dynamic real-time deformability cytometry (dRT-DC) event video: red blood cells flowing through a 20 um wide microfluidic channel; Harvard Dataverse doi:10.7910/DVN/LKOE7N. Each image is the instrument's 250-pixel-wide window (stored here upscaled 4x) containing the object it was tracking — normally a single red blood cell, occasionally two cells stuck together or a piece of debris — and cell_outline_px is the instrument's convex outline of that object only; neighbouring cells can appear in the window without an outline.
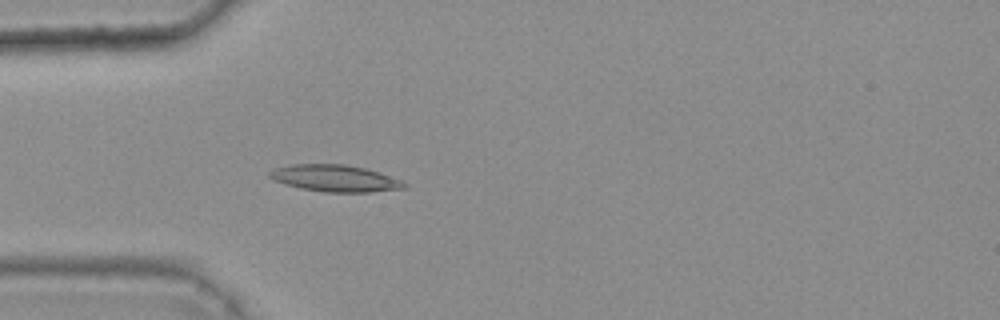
{"species": "common noctule bat (a hibernating species)", "species_latin": "Nyctalus noctula", "temperature_condition": "warm", "stored_images_in_passage": 37, "camera_frame_rate_fps": 3000, "um_per_image_px": 0.085, "animal": {"sex": "female", "body_mass_g": 25.1}, "frame": {"image": 1, "passage_image": 7, "time_ms": 2.0, "image_size_px": [1000, 320], "cell_outline_px": [[408, 188], [368, 192], [324, 192], [300, 188], [284, 184], [272, 180], [268, 176], [268, 172], [276, 168], [292, 164], [344, 164], [364, 168], [400, 180], [408, 184]], "centroid_in_image_um": [28.44, 15.16], "position_along_channel_um": 56.6, "area_um2": 20.92}}
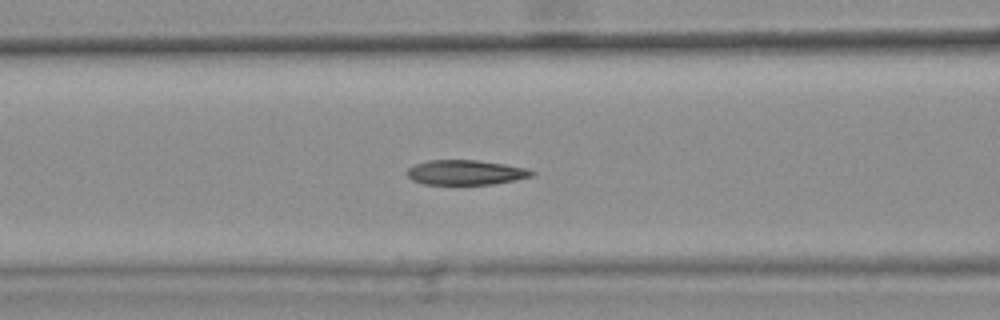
{"frame": {"image": 2, "passage_image": 13, "time_ms": 4.0, "image_size_px": [1000, 320], "cell_outline_px": [[536, 172], [532, 176], [492, 184], [424, 184], [412, 180], [408, 176], [408, 168], [416, 164], [428, 160], [476, 160], [504, 164], [524, 168]], "centroid_in_image_um": [39.55, 14.65], "position_along_channel_um": 127.0, "area_um2": 17.74}}
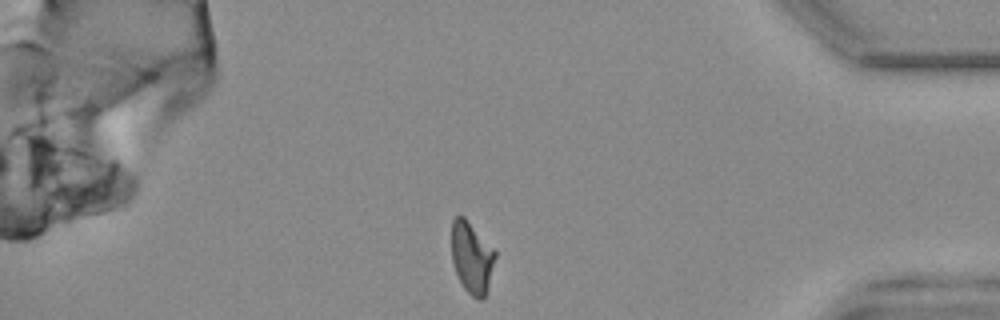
{"frame": {"image": 3, "passage_image": 37, "time_ms": 12.0, "image_size_px": [1000, 320], "cell_outline_px": [[496, 256], [488, 288], [484, 296], [480, 300], [476, 300], [464, 288], [456, 272], [452, 260], [452, 220], [456, 216], [464, 216], [496, 252]], "centroid_in_image_um": [40.1, 21.9], "position_along_channel_um": 395.1, "area_um2": 17.92}, "authors_computed_cell_mechanics": {"area_um2": 18.8428, "velocity_mm_per_s": 3.7354, "shape_relaxation_time_tau1_ms": null, "shape_relaxation_time_tau2_ms": 2.2307, "deformation_change_tau1": null, "deformation_change_tau2": 0.0883}}